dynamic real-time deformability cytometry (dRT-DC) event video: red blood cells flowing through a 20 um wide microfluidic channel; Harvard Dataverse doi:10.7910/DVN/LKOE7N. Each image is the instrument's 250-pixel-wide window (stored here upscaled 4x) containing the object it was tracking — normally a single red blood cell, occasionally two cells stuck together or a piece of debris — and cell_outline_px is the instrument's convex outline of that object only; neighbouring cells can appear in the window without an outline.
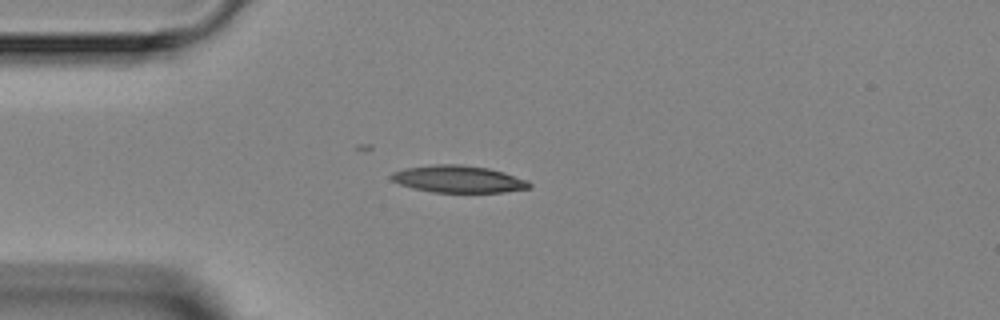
{"species": "Egyptian fruit bat (a non-hibernating species)", "species_latin": "Rousettus aegyptiacus", "temperature_condition": "room temperature", "stored_images_in_passage": 2, "camera_frame_rate_fps": 3000, "um_per_image_px": 0.085, "animal": {"sex": "female"}, "frame": {"image": 1, "passage_image": 2, "time_ms": 1.333, "image_size_px": [1000, 320], "cell_outline_px": [[532, 188], [504, 192], [432, 192], [412, 188], [400, 184], [392, 180], [388, 176], [392, 172], [404, 168], [432, 164], [460, 164], [488, 168], [504, 172], [528, 180], [532, 184]], "centroid_in_image_um": [38.96, 15.22], "position_along_channel_um": 46.0, "area_um2": 22.02}}